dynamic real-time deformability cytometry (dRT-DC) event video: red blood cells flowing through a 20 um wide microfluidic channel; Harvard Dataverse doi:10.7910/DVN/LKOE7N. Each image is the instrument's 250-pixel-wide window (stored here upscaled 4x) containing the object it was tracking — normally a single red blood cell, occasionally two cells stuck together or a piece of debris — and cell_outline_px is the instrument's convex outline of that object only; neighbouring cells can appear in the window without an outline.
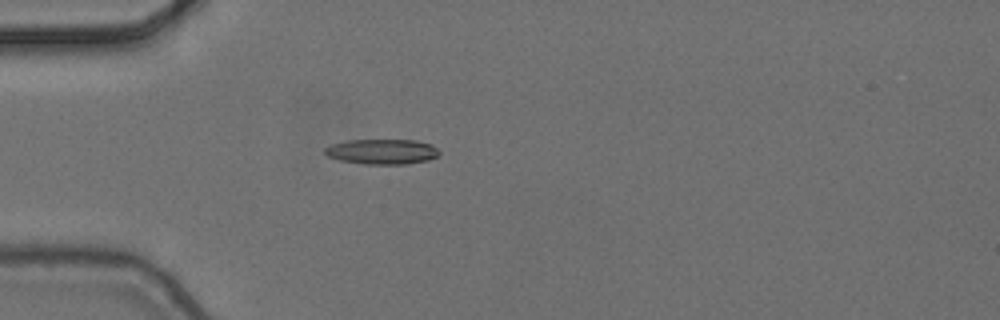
{"species": "common noctule bat (a hibernating species)", "species_latin": "Nyctalus noctula", "temperature_condition": "cold", "stored_images_in_passage": 4, "camera_frame_rate_fps": 3000, "um_per_image_px": 0.085, "animal": {"sex": "female", "body_mass_g": 24.6, "forearm_length_mm": 56.2}, "frame": {"image": 1, "passage_image": 3, "time_ms": 0.667, "image_size_px": [1000, 320], "cell_outline_px": [[440, 152], [436, 156], [428, 160], [408, 164], [364, 164], [340, 160], [328, 156], [324, 152], [324, 148], [332, 144], [348, 140], [416, 140], [432, 144]], "centroid_in_image_um": [32.48, 12.88], "position_along_channel_um": 52.5, "area_um2": 16.76}}